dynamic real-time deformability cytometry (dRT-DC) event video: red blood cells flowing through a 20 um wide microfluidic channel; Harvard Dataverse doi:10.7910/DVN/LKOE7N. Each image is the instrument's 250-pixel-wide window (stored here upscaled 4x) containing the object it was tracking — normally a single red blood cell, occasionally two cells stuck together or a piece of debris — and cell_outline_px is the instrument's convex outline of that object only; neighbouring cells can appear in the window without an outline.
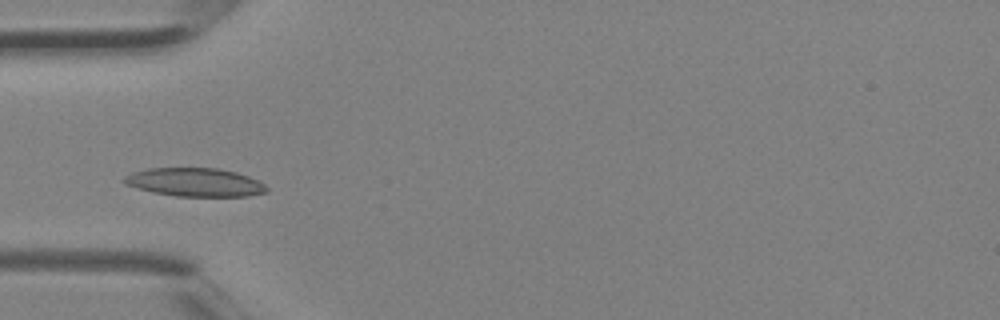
{"species": "Egyptian fruit bat (a non-hibernating species)", "species_latin": "Rousettus aegyptiacus", "temperature_condition": "room temperature", "stored_images_in_passage": 3, "camera_frame_rate_fps": 3000, "um_per_image_px": 0.085, "animal": {"sex": "female"}, "frame": {"image": 1, "passage_image": 3, "time_ms": 0.667, "image_size_px": [1000, 320], "cell_outline_px": [[268, 192], [248, 196], [176, 196], [152, 192], [124, 184], [120, 180], [124, 176], [132, 172], [148, 168], [220, 168], [236, 172], [248, 176], [264, 184], [268, 188]], "centroid_in_image_um": [16.54, 15.49], "position_along_channel_um": 68.5, "area_um2": 23.76}}